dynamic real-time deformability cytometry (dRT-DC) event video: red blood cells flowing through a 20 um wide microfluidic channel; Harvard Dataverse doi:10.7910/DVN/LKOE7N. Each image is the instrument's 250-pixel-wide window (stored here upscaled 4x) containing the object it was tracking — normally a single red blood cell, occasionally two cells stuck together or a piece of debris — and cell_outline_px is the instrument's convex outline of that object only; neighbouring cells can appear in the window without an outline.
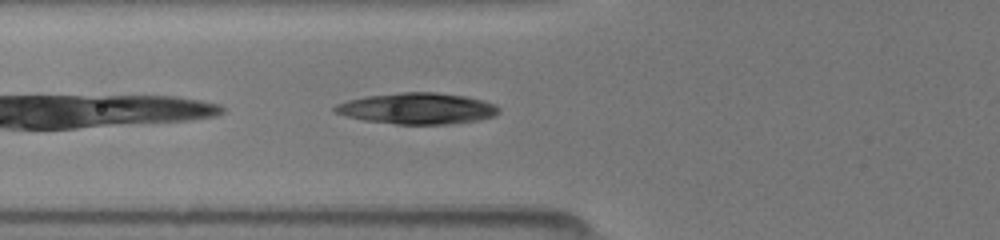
{"species": "common noctule bat (a hibernating species)", "species_latin": "Nyctalus noctula", "temperature_condition": "room temperature", "stored_images_in_passage": 7, "camera_frame_rate_fps": 3000, "um_per_image_px": 0.085, "animal": {"sex": "female", "body_mass_g": 19.5, "forearm_length_mm": 54.1}, "frame": {"image": 1, "passage_image": 3, "time_ms": 0.667, "image_size_px": [1000, 240], "cell_outline_px": [[500, 112], [496, 116], [480, 120], [448, 124], [396, 124], [364, 120], [332, 112], [332, 108], [336, 104], [348, 100], [368, 96], [400, 92], [436, 92], [464, 96], [484, 100], [496, 104], [500, 108]], "centroid_in_image_um": [35.51, 9.22], "position_along_channel_um": 90.3, "area_um2": 29.94}}